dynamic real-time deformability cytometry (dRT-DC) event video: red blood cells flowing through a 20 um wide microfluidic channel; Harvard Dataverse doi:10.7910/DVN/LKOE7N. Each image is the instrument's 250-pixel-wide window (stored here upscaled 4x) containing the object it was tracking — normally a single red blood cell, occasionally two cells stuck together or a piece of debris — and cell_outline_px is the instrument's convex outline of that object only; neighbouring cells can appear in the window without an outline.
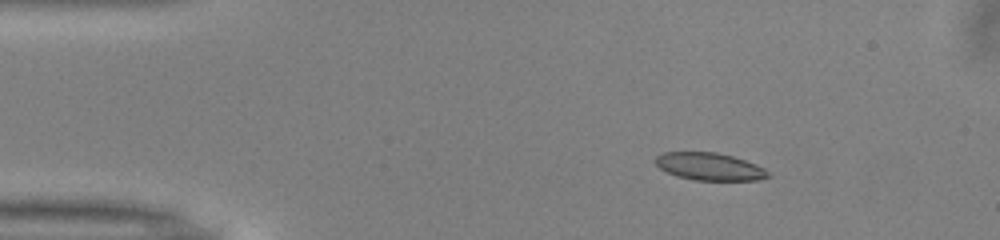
{"species": "common noctule bat (a hibernating species)", "species_latin": "Nyctalus noctula", "temperature_condition": "warm", "stored_images_in_passage": 44, "camera_frame_rate_fps": 3000, "um_per_image_px": 0.085, "animal": {"sex": "male", "body_mass_g": 13.0, "forearm_length_mm": 53.1}, "frame": {"image": 1, "passage_image": 1, "time_ms": 0.0, "image_size_px": [1000, 240], "cell_outline_px": [[772, 176], [756, 180], [696, 180], [676, 176], [660, 168], [656, 164], [656, 156], [664, 152], [716, 152], [732, 156], [756, 164], [764, 168]], "centroid_in_image_um": [60.32, 14.16], "position_along_channel_um": 24.7, "area_um2": 17.92}}
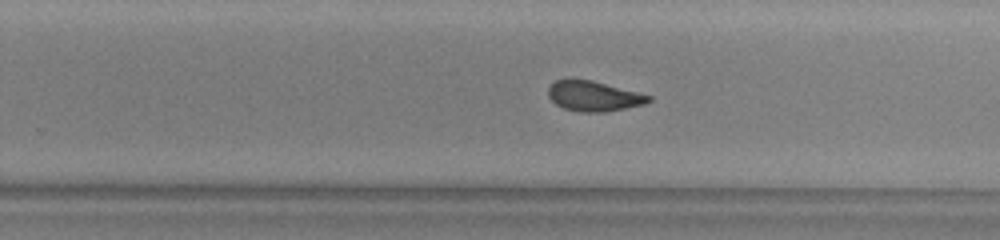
{"frame": {"image": 2, "passage_image": 25, "time_ms": 8.0, "image_size_px": [1000, 240], "cell_outline_px": [[652, 100], [644, 104], [604, 112], [580, 112], [564, 108], [556, 104], [548, 96], [548, 88], [556, 80], [564, 76], [592, 80], [652, 96]], "centroid_in_image_um": [50.41, 8.13], "position_along_channel_um": 279.4, "area_um2": 17.86}}
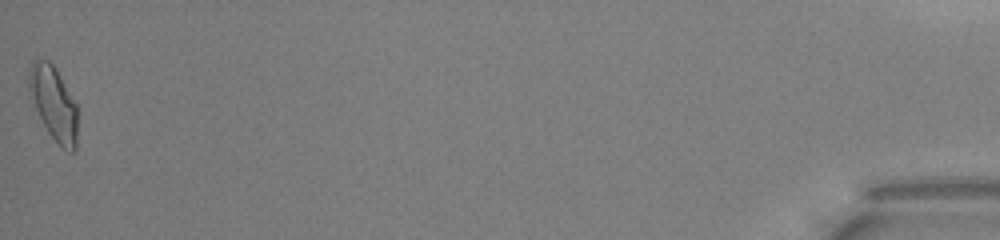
{"frame": {"image": 3, "passage_image": 44, "time_ms": 14.333, "image_size_px": [1000, 240], "cell_outline_px": [[76, 148], [72, 152], [68, 152], [48, 132], [36, 108], [28, 88], [28, 68], [32, 60], [48, 60], [56, 68], [76, 104]], "centroid_in_image_um": [4.54, 8.73], "position_along_channel_um": 430.7, "area_um2": 20.4}, "authors_computed_cell_mechanics": {"area_um2": 18.4671, "velocity_mm_per_s": 4.0307, "shape_relaxation_time_tau1_ms": 7.9299, "shape_relaxation_time_tau2_ms": 1.4878, "deformation_change_tau1": 0.1933, "deformation_change_tau2": 0.0825}}